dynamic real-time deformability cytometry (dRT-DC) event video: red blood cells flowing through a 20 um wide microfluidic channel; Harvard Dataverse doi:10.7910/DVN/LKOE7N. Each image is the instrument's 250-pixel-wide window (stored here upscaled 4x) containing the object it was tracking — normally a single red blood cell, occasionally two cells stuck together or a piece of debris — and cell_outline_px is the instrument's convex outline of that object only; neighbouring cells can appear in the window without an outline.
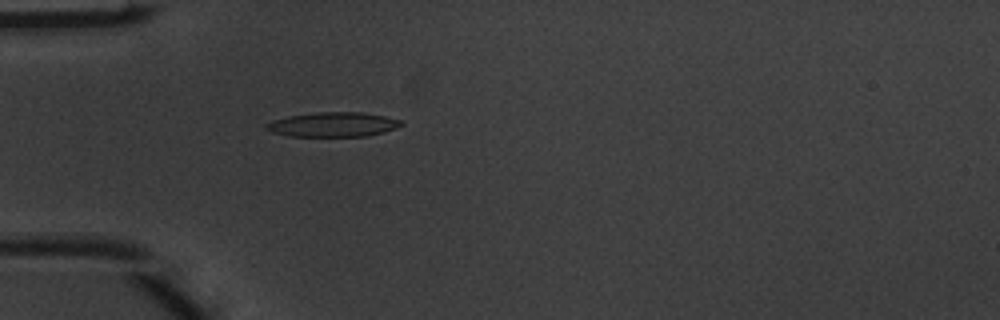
{"species": "common noctule bat (a hibernating species)", "species_latin": "Nyctalus noctula", "temperature_condition": "warm", "stored_images_in_passage": 3, "camera_frame_rate_fps": 3000, "um_per_image_px": 0.085, "animal": {"sex": "male", "body_mass_g": 20.1, "forearm_length_mm": 53.5}, "frame": {"image": 1, "passage_image": 3, "time_ms": 0.667, "image_size_px": [1000, 320], "cell_outline_px": [[404, 124], [396, 128], [384, 132], [368, 136], [288, 136], [272, 132], [264, 128], [264, 124], [272, 120], [288, 116], [316, 112], [364, 112], [404, 120]], "centroid_in_image_um": [28.32, 10.58], "position_along_channel_um": 56.7, "area_um2": 19.54}}